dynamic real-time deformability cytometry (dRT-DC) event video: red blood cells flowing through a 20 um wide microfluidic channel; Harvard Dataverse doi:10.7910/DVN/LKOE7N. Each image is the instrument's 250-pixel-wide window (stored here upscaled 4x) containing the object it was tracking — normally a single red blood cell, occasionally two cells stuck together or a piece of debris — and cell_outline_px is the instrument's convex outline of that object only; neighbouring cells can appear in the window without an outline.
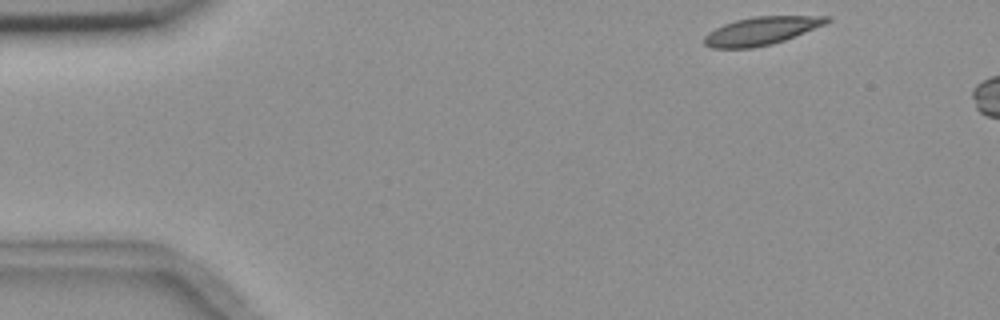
{"species": "common noctule bat (a hibernating species)", "species_latin": "Nyctalus noctula", "temperature_condition": "room temperature", "stored_images_in_passage": 3, "camera_frame_rate_fps": 3000, "um_per_image_px": 0.085, "animal": {"sex": "female", "body_mass_g": 18.4}, "frame": {"image": 1, "passage_image": 1, "time_ms": 0.0, "image_size_px": [1000, 320], "cell_outline_px": [[832, 20], [824, 24], [784, 40], [772, 44], [752, 48], [712, 48], [704, 44], [704, 36], [708, 32], [724, 24], [736, 20], [752, 16], [832, 16]], "centroid_in_image_um": [64.69, 2.62], "position_along_channel_um": 20.3, "area_um2": 19.88}}